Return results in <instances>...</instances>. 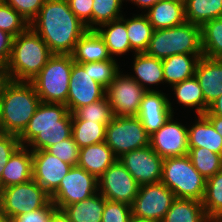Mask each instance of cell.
<instances>
[{"label":"cell","mask_w":222,"mask_h":222,"mask_svg":"<svg viewBox=\"0 0 222 222\" xmlns=\"http://www.w3.org/2000/svg\"><path fill=\"white\" fill-rule=\"evenodd\" d=\"M175 198L162 182L142 185L131 204L132 216L161 222Z\"/></svg>","instance_id":"cell-11"},{"label":"cell","mask_w":222,"mask_h":222,"mask_svg":"<svg viewBox=\"0 0 222 222\" xmlns=\"http://www.w3.org/2000/svg\"><path fill=\"white\" fill-rule=\"evenodd\" d=\"M10 81L7 64L0 62V93Z\"/></svg>","instance_id":"cell-50"},{"label":"cell","mask_w":222,"mask_h":222,"mask_svg":"<svg viewBox=\"0 0 222 222\" xmlns=\"http://www.w3.org/2000/svg\"><path fill=\"white\" fill-rule=\"evenodd\" d=\"M29 27L53 54H72L77 41L88 30L71 11L67 0H45Z\"/></svg>","instance_id":"cell-1"},{"label":"cell","mask_w":222,"mask_h":222,"mask_svg":"<svg viewBox=\"0 0 222 222\" xmlns=\"http://www.w3.org/2000/svg\"><path fill=\"white\" fill-rule=\"evenodd\" d=\"M117 159L112 149L102 142L80 148L77 166L98 179Z\"/></svg>","instance_id":"cell-21"},{"label":"cell","mask_w":222,"mask_h":222,"mask_svg":"<svg viewBox=\"0 0 222 222\" xmlns=\"http://www.w3.org/2000/svg\"><path fill=\"white\" fill-rule=\"evenodd\" d=\"M172 108L164 93L151 89L144 94L137 117L149 136L159 130L173 115Z\"/></svg>","instance_id":"cell-18"},{"label":"cell","mask_w":222,"mask_h":222,"mask_svg":"<svg viewBox=\"0 0 222 222\" xmlns=\"http://www.w3.org/2000/svg\"><path fill=\"white\" fill-rule=\"evenodd\" d=\"M73 63L71 54H53L30 81L41 102L66 104Z\"/></svg>","instance_id":"cell-6"},{"label":"cell","mask_w":222,"mask_h":222,"mask_svg":"<svg viewBox=\"0 0 222 222\" xmlns=\"http://www.w3.org/2000/svg\"><path fill=\"white\" fill-rule=\"evenodd\" d=\"M33 179L32 151L20 145L10 156L0 180V190L16 184L26 183Z\"/></svg>","instance_id":"cell-20"},{"label":"cell","mask_w":222,"mask_h":222,"mask_svg":"<svg viewBox=\"0 0 222 222\" xmlns=\"http://www.w3.org/2000/svg\"><path fill=\"white\" fill-rule=\"evenodd\" d=\"M131 217V205L106 199L101 222H129Z\"/></svg>","instance_id":"cell-42"},{"label":"cell","mask_w":222,"mask_h":222,"mask_svg":"<svg viewBox=\"0 0 222 222\" xmlns=\"http://www.w3.org/2000/svg\"><path fill=\"white\" fill-rule=\"evenodd\" d=\"M28 28L29 23L4 0H0V30L16 37Z\"/></svg>","instance_id":"cell-39"},{"label":"cell","mask_w":222,"mask_h":222,"mask_svg":"<svg viewBox=\"0 0 222 222\" xmlns=\"http://www.w3.org/2000/svg\"><path fill=\"white\" fill-rule=\"evenodd\" d=\"M113 117V111L106 96L89 105L82 106L72 113V120L98 123H110Z\"/></svg>","instance_id":"cell-37"},{"label":"cell","mask_w":222,"mask_h":222,"mask_svg":"<svg viewBox=\"0 0 222 222\" xmlns=\"http://www.w3.org/2000/svg\"><path fill=\"white\" fill-rule=\"evenodd\" d=\"M106 89L93 80L90 63H73L66 106L70 113L105 97Z\"/></svg>","instance_id":"cell-13"},{"label":"cell","mask_w":222,"mask_h":222,"mask_svg":"<svg viewBox=\"0 0 222 222\" xmlns=\"http://www.w3.org/2000/svg\"><path fill=\"white\" fill-rule=\"evenodd\" d=\"M188 156L195 169L205 179L216 175L222 169V155L206 148H191Z\"/></svg>","instance_id":"cell-36"},{"label":"cell","mask_w":222,"mask_h":222,"mask_svg":"<svg viewBox=\"0 0 222 222\" xmlns=\"http://www.w3.org/2000/svg\"><path fill=\"white\" fill-rule=\"evenodd\" d=\"M191 148H206L222 155V137L204 115H198L195 124L188 128V149Z\"/></svg>","instance_id":"cell-24"},{"label":"cell","mask_w":222,"mask_h":222,"mask_svg":"<svg viewBox=\"0 0 222 222\" xmlns=\"http://www.w3.org/2000/svg\"><path fill=\"white\" fill-rule=\"evenodd\" d=\"M46 151L69 165L77 166L80 148L72 136L56 145L48 147Z\"/></svg>","instance_id":"cell-41"},{"label":"cell","mask_w":222,"mask_h":222,"mask_svg":"<svg viewBox=\"0 0 222 222\" xmlns=\"http://www.w3.org/2000/svg\"><path fill=\"white\" fill-rule=\"evenodd\" d=\"M146 54L164 59L172 55H203L201 27L188 21L175 27L154 30Z\"/></svg>","instance_id":"cell-5"},{"label":"cell","mask_w":222,"mask_h":222,"mask_svg":"<svg viewBox=\"0 0 222 222\" xmlns=\"http://www.w3.org/2000/svg\"><path fill=\"white\" fill-rule=\"evenodd\" d=\"M203 115H219L222 116V95L212 102L207 111Z\"/></svg>","instance_id":"cell-48"},{"label":"cell","mask_w":222,"mask_h":222,"mask_svg":"<svg viewBox=\"0 0 222 222\" xmlns=\"http://www.w3.org/2000/svg\"><path fill=\"white\" fill-rule=\"evenodd\" d=\"M57 207L50 201L45 207L37 210L20 214L14 217L10 222H48L52 212Z\"/></svg>","instance_id":"cell-46"},{"label":"cell","mask_w":222,"mask_h":222,"mask_svg":"<svg viewBox=\"0 0 222 222\" xmlns=\"http://www.w3.org/2000/svg\"><path fill=\"white\" fill-rule=\"evenodd\" d=\"M72 136V113L62 103L40 102L23 133L20 144L31 151L46 150Z\"/></svg>","instance_id":"cell-2"},{"label":"cell","mask_w":222,"mask_h":222,"mask_svg":"<svg viewBox=\"0 0 222 222\" xmlns=\"http://www.w3.org/2000/svg\"><path fill=\"white\" fill-rule=\"evenodd\" d=\"M124 1V0H123ZM134 4L136 3L139 5L141 8H146L149 10L153 5L156 3L162 1V0H131Z\"/></svg>","instance_id":"cell-52"},{"label":"cell","mask_w":222,"mask_h":222,"mask_svg":"<svg viewBox=\"0 0 222 222\" xmlns=\"http://www.w3.org/2000/svg\"><path fill=\"white\" fill-rule=\"evenodd\" d=\"M14 36L0 30V62L7 64L11 57Z\"/></svg>","instance_id":"cell-47"},{"label":"cell","mask_w":222,"mask_h":222,"mask_svg":"<svg viewBox=\"0 0 222 222\" xmlns=\"http://www.w3.org/2000/svg\"><path fill=\"white\" fill-rule=\"evenodd\" d=\"M119 69L120 68L115 60H104L90 63V75L94 81L102 85L105 89L114 80Z\"/></svg>","instance_id":"cell-40"},{"label":"cell","mask_w":222,"mask_h":222,"mask_svg":"<svg viewBox=\"0 0 222 222\" xmlns=\"http://www.w3.org/2000/svg\"><path fill=\"white\" fill-rule=\"evenodd\" d=\"M17 11L29 24L38 15L45 0H4Z\"/></svg>","instance_id":"cell-43"},{"label":"cell","mask_w":222,"mask_h":222,"mask_svg":"<svg viewBox=\"0 0 222 222\" xmlns=\"http://www.w3.org/2000/svg\"><path fill=\"white\" fill-rule=\"evenodd\" d=\"M105 143L120 158L127 152L150 145V136L137 116H114L106 126Z\"/></svg>","instance_id":"cell-9"},{"label":"cell","mask_w":222,"mask_h":222,"mask_svg":"<svg viewBox=\"0 0 222 222\" xmlns=\"http://www.w3.org/2000/svg\"><path fill=\"white\" fill-rule=\"evenodd\" d=\"M161 182L176 198L203 200L206 179L195 169L188 155L165 158Z\"/></svg>","instance_id":"cell-7"},{"label":"cell","mask_w":222,"mask_h":222,"mask_svg":"<svg viewBox=\"0 0 222 222\" xmlns=\"http://www.w3.org/2000/svg\"><path fill=\"white\" fill-rule=\"evenodd\" d=\"M154 30L166 29L186 21L184 0H162L146 13Z\"/></svg>","instance_id":"cell-22"},{"label":"cell","mask_w":222,"mask_h":222,"mask_svg":"<svg viewBox=\"0 0 222 222\" xmlns=\"http://www.w3.org/2000/svg\"><path fill=\"white\" fill-rule=\"evenodd\" d=\"M52 55L47 44L29 27L14 37L11 57L7 63L10 80L30 82Z\"/></svg>","instance_id":"cell-4"},{"label":"cell","mask_w":222,"mask_h":222,"mask_svg":"<svg viewBox=\"0 0 222 222\" xmlns=\"http://www.w3.org/2000/svg\"><path fill=\"white\" fill-rule=\"evenodd\" d=\"M32 159L33 180L51 196L72 165L61 161L46 150L32 151Z\"/></svg>","instance_id":"cell-17"},{"label":"cell","mask_w":222,"mask_h":222,"mask_svg":"<svg viewBox=\"0 0 222 222\" xmlns=\"http://www.w3.org/2000/svg\"><path fill=\"white\" fill-rule=\"evenodd\" d=\"M126 30L130 47L135 54L145 52L154 31L147 15H136L132 19H126Z\"/></svg>","instance_id":"cell-32"},{"label":"cell","mask_w":222,"mask_h":222,"mask_svg":"<svg viewBox=\"0 0 222 222\" xmlns=\"http://www.w3.org/2000/svg\"><path fill=\"white\" fill-rule=\"evenodd\" d=\"M129 222H160V221L141 219V218H137V217L132 216Z\"/></svg>","instance_id":"cell-53"},{"label":"cell","mask_w":222,"mask_h":222,"mask_svg":"<svg viewBox=\"0 0 222 222\" xmlns=\"http://www.w3.org/2000/svg\"><path fill=\"white\" fill-rule=\"evenodd\" d=\"M105 91L113 115L130 117L137 116L147 89H144L132 76H124L119 71Z\"/></svg>","instance_id":"cell-10"},{"label":"cell","mask_w":222,"mask_h":222,"mask_svg":"<svg viewBox=\"0 0 222 222\" xmlns=\"http://www.w3.org/2000/svg\"><path fill=\"white\" fill-rule=\"evenodd\" d=\"M71 11L77 18L92 30V7L94 0H67Z\"/></svg>","instance_id":"cell-45"},{"label":"cell","mask_w":222,"mask_h":222,"mask_svg":"<svg viewBox=\"0 0 222 222\" xmlns=\"http://www.w3.org/2000/svg\"><path fill=\"white\" fill-rule=\"evenodd\" d=\"M50 201V195L33 179L0 190V210L6 222L20 214L45 207Z\"/></svg>","instance_id":"cell-8"},{"label":"cell","mask_w":222,"mask_h":222,"mask_svg":"<svg viewBox=\"0 0 222 222\" xmlns=\"http://www.w3.org/2000/svg\"><path fill=\"white\" fill-rule=\"evenodd\" d=\"M71 55L76 63L115 60L110 56L104 39L96 30H87L77 41Z\"/></svg>","instance_id":"cell-23"},{"label":"cell","mask_w":222,"mask_h":222,"mask_svg":"<svg viewBox=\"0 0 222 222\" xmlns=\"http://www.w3.org/2000/svg\"><path fill=\"white\" fill-rule=\"evenodd\" d=\"M0 222H6L3 214L1 213V210H0Z\"/></svg>","instance_id":"cell-54"},{"label":"cell","mask_w":222,"mask_h":222,"mask_svg":"<svg viewBox=\"0 0 222 222\" xmlns=\"http://www.w3.org/2000/svg\"><path fill=\"white\" fill-rule=\"evenodd\" d=\"M123 0H94L92 7V30L122 17L119 13ZM95 25V27H94Z\"/></svg>","instance_id":"cell-38"},{"label":"cell","mask_w":222,"mask_h":222,"mask_svg":"<svg viewBox=\"0 0 222 222\" xmlns=\"http://www.w3.org/2000/svg\"><path fill=\"white\" fill-rule=\"evenodd\" d=\"M184 9L186 21L202 27L222 17V0H184Z\"/></svg>","instance_id":"cell-30"},{"label":"cell","mask_w":222,"mask_h":222,"mask_svg":"<svg viewBox=\"0 0 222 222\" xmlns=\"http://www.w3.org/2000/svg\"><path fill=\"white\" fill-rule=\"evenodd\" d=\"M48 222H71V220L63 209L56 208L52 212Z\"/></svg>","instance_id":"cell-49"},{"label":"cell","mask_w":222,"mask_h":222,"mask_svg":"<svg viewBox=\"0 0 222 222\" xmlns=\"http://www.w3.org/2000/svg\"><path fill=\"white\" fill-rule=\"evenodd\" d=\"M203 55L177 54L162 59L165 82L172 86L195 75L198 60Z\"/></svg>","instance_id":"cell-25"},{"label":"cell","mask_w":222,"mask_h":222,"mask_svg":"<svg viewBox=\"0 0 222 222\" xmlns=\"http://www.w3.org/2000/svg\"><path fill=\"white\" fill-rule=\"evenodd\" d=\"M106 199L100 193L63 208L71 222H101Z\"/></svg>","instance_id":"cell-28"},{"label":"cell","mask_w":222,"mask_h":222,"mask_svg":"<svg viewBox=\"0 0 222 222\" xmlns=\"http://www.w3.org/2000/svg\"><path fill=\"white\" fill-rule=\"evenodd\" d=\"M202 205L212 222H222V169L206 179Z\"/></svg>","instance_id":"cell-31"},{"label":"cell","mask_w":222,"mask_h":222,"mask_svg":"<svg viewBox=\"0 0 222 222\" xmlns=\"http://www.w3.org/2000/svg\"><path fill=\"white\" fill-rule=\"evenodd\" d=\"M195 77L203 91L208 106L222 95V59H211L202 56L195 68Z\"/></svg>","instance_id":"cell-19"},{"label":"cell","mask_w":222,"mask_h":222,"mask_svg":"<svg viewBox=\"0 0 222 222\" xmlns=\"http://www.w3.org/2000/svg\"><path fill=\"white\" fill-rule=\"evenodd\" d=\"M108 124L72 120V138L79 148L105 142L106 126Z\"/></svg>","instance_id":"cell-34"},{"label":"cell","mask_w":222,"mask_h":222,"mask_svg":"<svg viewBox=\"0 0 222 222\" xmlns=\"http://www.w3.org/2000/svg\"><path fill=\"white\" fill-rule=\"evenodd\" d=\"M118 160L140 186L161 182L164 159L150 145L127 152Z\"/></svg>","instance_id":"cell-15"},{"label":"cell","mask_w":222,"mask_h":222,"mask_svg":"<svg viewBox=\"0 0 222 222\" xmlns=\"http://www.w3.org/2000/svg\"><path fill=\"white\" fill-rule=\"evenodd\" d=\"M178 103L187 107H196L197 115L206 112L203 91L195 75L172 86Z\"/></svg>","instance_id":"cell-33"},{"label":"cell","mask_w":222,"mask_h":222,"mask_svg":"<svg viewBox=\"0 0 222 222\" xmlns=\"http://www.w3.org/2000/svg\"><path fill=\"white\" fill-rule=\"evenodd\" d=\"M40 102L31 82L11 80L0 93V133L19 137Z\"/></svg>","instance_id":"cell-3"},{"label":"cell","mask_w":222,"mask_h":222,"mask_svg":"<svg viewBox=\"0 0 222 222\" xmlns=\"http://www.w3.org/2000/svg\"><path fill=\"white\" fill-rule=\"evenodd\" d=\"M20 145L18 136L0 133V180L10 156Z\"/></svg>","instance_id":"cell-44"},{"label":"cell","mask_w":222,"mask_h":222,"mask_svg":"<svg viewBox=\"0 0 222 222\" xmlns=\"http://www.w3.org/2000/svg\"><path fill=\"white\" fill-rule=\"evenodd\" d=\"M99 27H108L107 29L96 28L98 34L104 39L110 56L122 55L132 50L126 30V19L122 16L118 20H114Z\"/></svg>","instance_id":"cell-27"},{"label":"cell","mask_w":222,"mask_h":222,"mask_svg":"<svg viewBox=\"0 0 222 222\" xmlns=\"http://www.w3.org/2000/svg\"><path fill=\"white\" fill-rule=\"evenodd\" d=\"M98 190L105 199L131 205L140 185L117 159L99 178Z\"/></svg>","instance_id":"cell-14"},{"label":"cell","mask_w":222,"mask_h":222,"mask_svg":"<svg viewBox=\"0 0 222 222\" xmlns=\"http://www.w3.org/2000/svg\"><path fill=\"white\" fill-rule=\"evenodd\" d=\"M201 48L203 56L222 59V17L210 20L201 27Z\"/></svg>","instance_id":"cell-35"},{"label":"cell","mask_w":222,"mask_h":222,"mask_svg":"<svg viewBox=\"0 0 222 222\" xmlns=\"http://www.w3.org/2000/svg\"><path fill=\"white\" fill-rule=\"evenodd\" d=\"M98 190V179L94 175L79 166H72L50 198L57 208L63 209L65 206L90 198Z\"/></svg>","instance_id":"cell-12"},{"label":"cell","mask_w":222,"mask_h":222,"mask_svg":"<svg viewBox=\"0 0 222 222\" xmlns=\"http://www.w3.org/2000/svg\"><path fill=\"white\" fill-rule=\"evenodd\" d=\"M214 126L215 131L222 137V116L219 115H204Z\"/></svg>","instance_id":"cell-51"},{"label":"cell","mask_w":222,"mask_h":222,"mask_svg":"<svg viewBox=\"0 0 222 222\" xmlns=\"http://www.w3.org/2000/svg\"><path fill=\"white\" fill-rule=\"evenodd\" d=\"M134 56L135 59L133 69L137 77L134 76L132 78L144 89L147 88V91H150V88L148 89L145 83L153 85L165 82L163 76L162 59L152 57L145 52L136 53Z\"/></svg>","instance_id":"cell-29"},{"label":"cell","mask_w":222,"mask_h":222,"mask_svg":"<svg viewBox=\"0 0 222 222\" xmlns=\"http://www.w3.org/2000/svg\"><path fill=\"white\" fill-rule=\"evenodd\" d=\"M161 222H212L201 201L175 198Z\"/></svg>","instance_id":"cell-26"},{"label":"cell","mask_w":222,"mask_h":222,"mask_svg":"<svg viewBox=\"0 0 222 222\" xmlns=\"http://www.w3.org/2000/svg\"><path fill=\"white\" fill-rule=\"evenodd\" d=\"M173 115L150 136V146L163 159L188 155V129L174 122Z\"/></svg>","instance_id":"cell-16"}]
</instances>
